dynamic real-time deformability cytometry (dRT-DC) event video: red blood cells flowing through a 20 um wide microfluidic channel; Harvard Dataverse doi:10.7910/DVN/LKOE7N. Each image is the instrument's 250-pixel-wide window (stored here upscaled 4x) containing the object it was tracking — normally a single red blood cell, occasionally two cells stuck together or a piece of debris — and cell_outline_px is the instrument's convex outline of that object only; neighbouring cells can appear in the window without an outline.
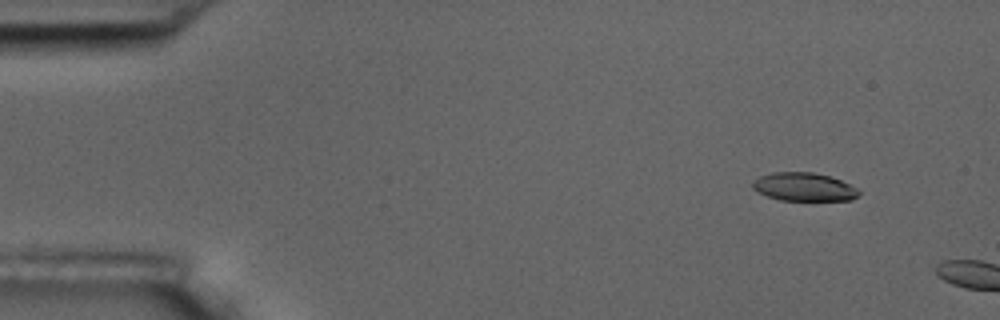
{"species": "common noctule bat (a hibernating species)", "species_latin": "Nyctalus noctula", "temperature_condition": "room temperature", "stored_images_in_passage": 2, "camera_frame_rate_fps": 3000, "um_per_image_px": 0.085, "animal": {"sex": "male", "body_mass_g": 17.5, "forearm_length_mm": 52.3}, "frame": {"image": 1, "passage_image": 1, "time_ms": 0.0, "image_size_px": [1000, 320], "cell_outline_px": [[860, 192], [852, 200], [780, 200], [756, 192], [752, 188], [752, 184], [760, 176], [772, 172], [812, 172], [828, 176], [840, 180], [856, 188]], "centroid_in_image_um": [68.3, 15.89], "position_along_channel_um": 16.7, "area_um2": 17.34}}